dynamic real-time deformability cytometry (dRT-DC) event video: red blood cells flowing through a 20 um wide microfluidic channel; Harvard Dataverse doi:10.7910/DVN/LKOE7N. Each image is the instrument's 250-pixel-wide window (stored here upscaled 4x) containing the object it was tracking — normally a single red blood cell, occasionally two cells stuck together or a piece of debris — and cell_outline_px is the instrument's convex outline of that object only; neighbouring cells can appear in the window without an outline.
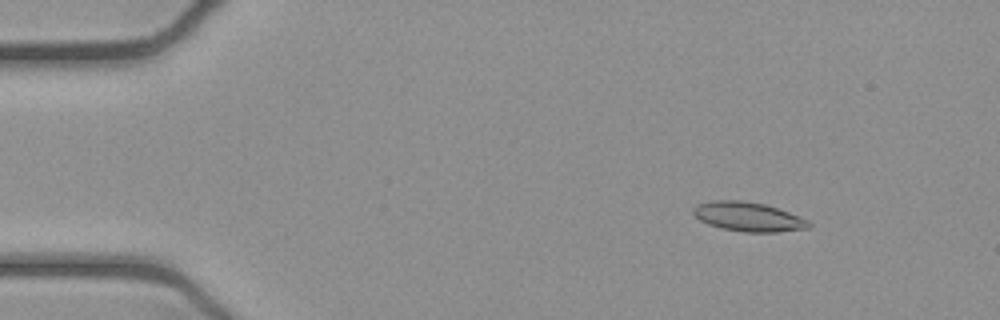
{"species": "common noctule bat (a hibernating species)", "species_latin": "Nyctalus noctula", "temperature_condition": "cold", "stored_images_in_passage": 53, "camera_frame_rate_fps": 3000, "um_per_image_px": 0.085, "animal": {"sex": "female", "body_mass_g": 21.9}, "frame": {"image": 1, "passage_image": 7, "time_ms": 2.0, "image_size_px": [1000, 320], "cell_outline_px": [[812, 224], [808, 228], [776, 232], [744, 232], [720, 228], [708, 224], [700, 220], [692, 212], [692, 208], [696, 204], [712, 200], [740, 200], [764, 204], [788, 212], [808, 220]], "centroid_in_image_um": [63.56, 18.42], "position_along_channel_um": 21.4, "area_um2": 19.65}}
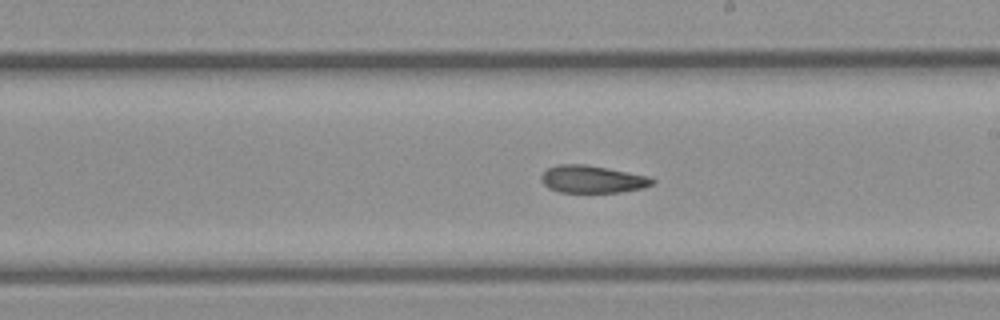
{"frame": {"image": 2, "passage_image": 30, "time_ms": 9.667, "image_size_px": [1000, 320], "cell_outline_px": [[656, 184], [644, 188], [620, 192], [560, 192], [548, 188], [540, 180], [540, 176], [548, 168], [560, 164], [584, 164], [648, 176], [656, 180]], "centroid_in_image_um": [50.36, 15.24], "position_along_channel_um": 238.6, "area_um2": 17.74}}
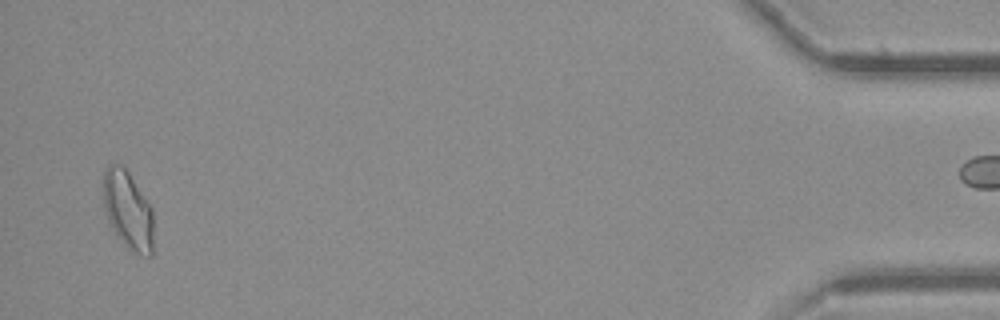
{"frame": {"image": 3, "passage_image": 51, "time_ms": 16.667, "image_size_px": [1000, 320], "cell_outline_px": [[152, 256], [140, 256], [132, 252], [116, 236], [108, 220], [104, 208], [104, 172], [108, 164], [124, 164], [152, 208]], "centroid_in_image_um": [10.87, 17.86], "position_along_channel_um": 424.3, "area_um2": 23.0}, "authors_computed_cell_mechanics": {"area_um2": 19.1318, "velocity_mm_per_s": 3.9221, "shape_relaxation_time_tau1_ms": null, "shape_relaxation_time_tau2_ms": 4.8959, "deformation_change_tau1": null, "deformation_change_tau2": 0.1083}}